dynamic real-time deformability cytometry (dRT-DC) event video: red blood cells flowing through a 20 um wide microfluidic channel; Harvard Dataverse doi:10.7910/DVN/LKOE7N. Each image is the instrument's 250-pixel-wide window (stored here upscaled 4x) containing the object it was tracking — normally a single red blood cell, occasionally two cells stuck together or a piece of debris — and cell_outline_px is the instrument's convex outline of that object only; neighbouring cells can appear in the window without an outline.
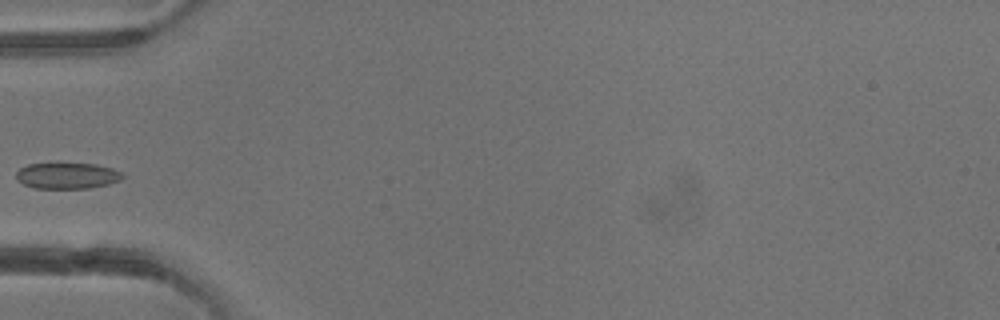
{"species": "common noctule bat (a hibernating species)", "species_latin": "Nyctalus noctula", "temperature_condition": "warm", "stored_images_in_passage": 3, "camera_frame_rate_fps": 3000, "um_per_image_px": 0.085, "animal": {"sex": "male", "body_mass_g": 13.3}, "frame": {"image": 1, "passage_image": 3, "time_ms": 2.333, "image_size_px": [1000, 320], "cell_outline_px": [[124, 176], [120, 180], [108, 184], [88, 188], [36, 188], [24, 184], [16, 180], [16, 172], [20, 168], [28, 164], [56, 160], [96, 164], [112, 168], [120, 172]], "centroid_in_image_um": [5.66, 14.87], "position_along_channel_um": 79.3, "area_um2": 16.94}}